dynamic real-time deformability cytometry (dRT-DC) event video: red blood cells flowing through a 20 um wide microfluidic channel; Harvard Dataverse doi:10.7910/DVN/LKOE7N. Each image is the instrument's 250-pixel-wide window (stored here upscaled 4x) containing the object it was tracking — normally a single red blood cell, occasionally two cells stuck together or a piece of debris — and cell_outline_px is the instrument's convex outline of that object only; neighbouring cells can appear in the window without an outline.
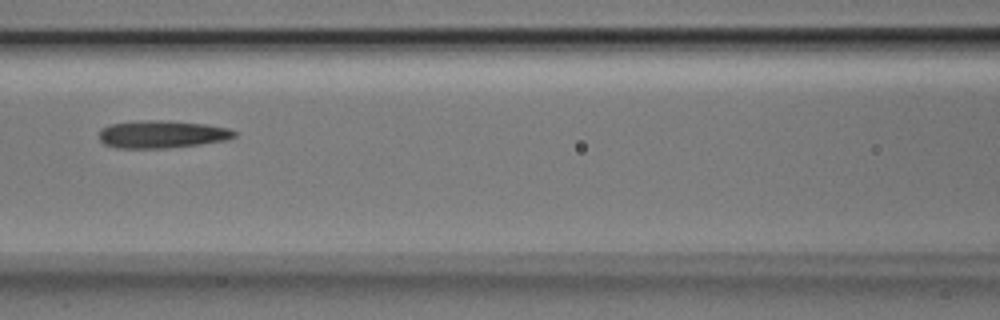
{"species": "Egyptian fruit bat (a non-hibernating species)", "species_latin": "Rousettus aegyptiacus", "temperature_condition": "room temperature", "stored_images_in_passage": 4, "camera_frame_rate_fps": 3000, "um_per_image_px": 0.085, "animal": {"sex": "male"}, "frame": {"image": 1, "passage_image": 4, "time_ms": 1.0, "image_size_px": [1000, 320], "cell_outline_px": [[236, 136], [228, 140], [200, 144], [168, 148], [116, 148], [104, 144], [100, 140], [100, 128], [108, 124], [140, 120], [168, 120], [208, 124], [228, 128], [236, 132]], "centroid_in_image_um": [13.76, 11.4], "position_along_channel_um": 152.8, "area_um2": 22.08}}